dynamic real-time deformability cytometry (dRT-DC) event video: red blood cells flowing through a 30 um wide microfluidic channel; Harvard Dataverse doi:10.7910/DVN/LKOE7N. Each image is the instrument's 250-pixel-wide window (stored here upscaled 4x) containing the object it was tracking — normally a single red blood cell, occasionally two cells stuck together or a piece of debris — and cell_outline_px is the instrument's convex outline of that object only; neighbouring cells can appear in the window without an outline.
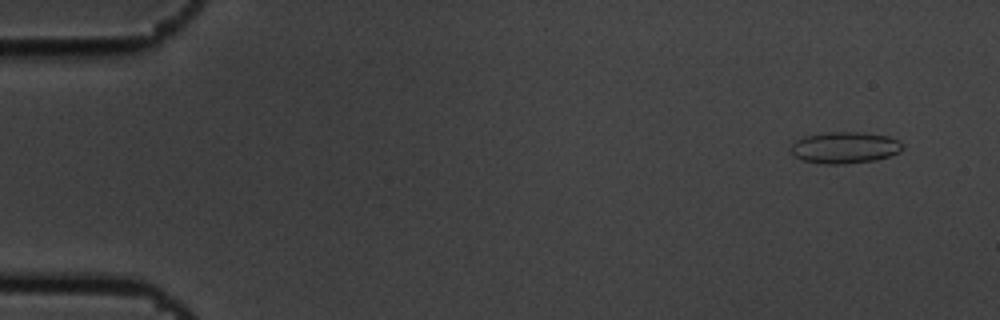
{"species": "common noctule bat (a hibernating species)", "species_latin": "Nyctalus noctula", "temperature_condition": "cold", "stored_images_in_passage": 8, "camera_frame_rate_fps": 3000, "um_per_image_px": 0.085, "animal": {"sex": "male", "body_mass_g": 19.5, "forearm_length_mm": 54.6}, "frame": {"image": 1, "passage_image": 2, "time_ms": 0.333, "image_size_px": [1000, 320], "cell_outline_px": [[904, 148], [900, 152], [876, 160], [844, 164], [824, 164], [804, 160], [796, 156], [792, 152], [792, 144], [796, 140], [804, 136], [824, 132], [860, 132], [888, 136], [900, 140], [904, 144]], "centroid_in_image_um": [71.86, 12.54], "position_along_channel_um": 13.1, "area_um2": 20.58}}
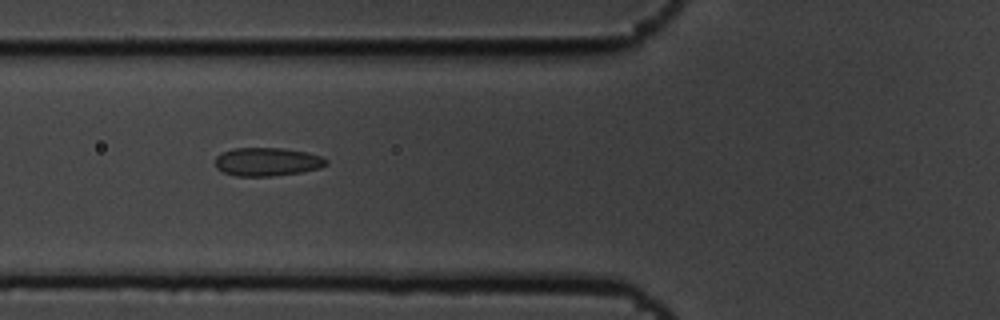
{"frame": {"image": 2, "passage_image": 7, "time_ms": 2.0, "image_size_px": [1000, 320], "cell_outline_px": [[328, 164], [320, 168], [300, 172], [272, 176], [236, 176], [224, 172], [216, 168], [216, 156], [232, 148], [284, 148], [308, 152], [320, 156], [328, 160]], "centroid_in_image_um": [22.73, 13.75], "position_along_channel_um": 103.1, "area_um2": 18.38}}
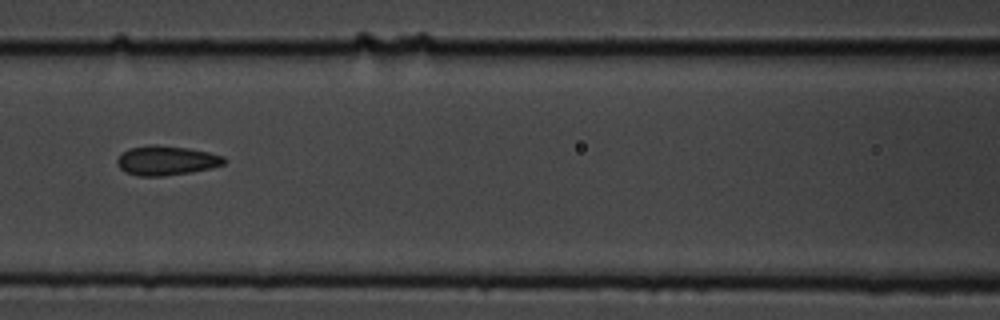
{"frame": {"image": 3, "passage_image": 8, "time_ms": 2.333, "image_size_px": [1000, 320], "cell_outline_px": [[228, 160], [224, 164], [212, 168], [192, 172], [164, 176], [136, 176], [124, 172], [120, 168], [116, 160], [128, 148], [148, 144], [156, 144], [188, 148], [208, 152], [224, 156]], "centroid_in_image_um": [14.15, 13.64], "position_along_channel_um": 152.4, "area_um2": 18.61}}